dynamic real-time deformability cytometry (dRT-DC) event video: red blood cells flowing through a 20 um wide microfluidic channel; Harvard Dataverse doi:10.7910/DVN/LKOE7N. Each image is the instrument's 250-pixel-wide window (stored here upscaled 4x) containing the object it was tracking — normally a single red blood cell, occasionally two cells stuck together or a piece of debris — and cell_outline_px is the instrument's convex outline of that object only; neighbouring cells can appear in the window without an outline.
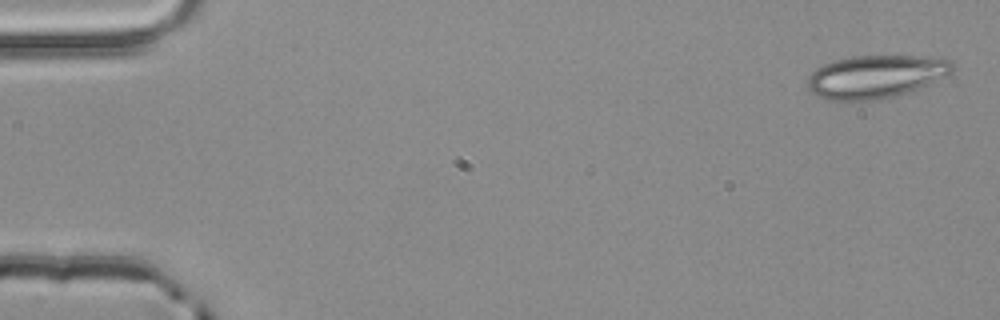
{"species": "common noctule bat (a hibernating species)", "species_latin": "Nyctalus noctula", "temperature_condition": "room temperature", "stored_images_in_passage": 3, "camera_frame_rate_fps": 3000, "um_per_image_px": 0.085, "animal": {"sex": "male", "body_mass_g": 20.4}, "frame": {"image": 1, "passage_image": 1, "time_ms": 0.0, "image_size_px": [1000, 320], "cell_outline_px": [[956, 68], [952, 72], [928, 84], [908, 92], [892, 96], [872, 100], [824, 100], [816, 96], [804, 84], [808, 76], [816, 68], [824, 64], [836, 60], [852, 56], [940, 56], [952, 60], [956, 64]], "centroid_in_image_um": [74.45, 6.49], "position_along_channel_um": 10.6, "area_um2": 36.65}}